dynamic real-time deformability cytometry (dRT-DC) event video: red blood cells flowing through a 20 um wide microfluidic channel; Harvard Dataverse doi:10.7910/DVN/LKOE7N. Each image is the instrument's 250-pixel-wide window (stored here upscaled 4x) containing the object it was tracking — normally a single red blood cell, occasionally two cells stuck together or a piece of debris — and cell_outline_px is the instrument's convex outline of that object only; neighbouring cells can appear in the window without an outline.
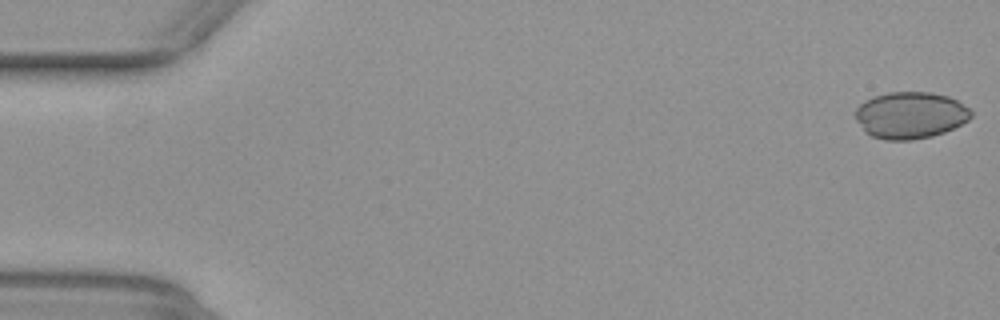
{"species": "common noctule bat (a hibernating species)", "species_latin": "Nyctalus noctula", "temperature_condition": "warm", "stored_images_in_passage": 52, "camera_frame_rate_fps": 3000, "um_per_image_px": 0.085, "animal": {"sex": "female", "body_mass_g": 29.2, "forearm_length_mm": 56.3}, "frame": {"image": 1, "passage_image": 1, "time_ms": 0.0, "image_size_px": [1000, 320], "cell_outline_px": [[968, 116], [960, 124], [952, 128], [928, 136], [876, 136], [868, 132], [856, 116], [856, 112], [868, 100], [880, 96], [896, 92], [920, 92], [944, 96], [960, 104], [968, 112]], "centroid_in_image_um": [77.38, 9.73], "position_along_channel_um": 7.6, "area_um2": 28.09}}
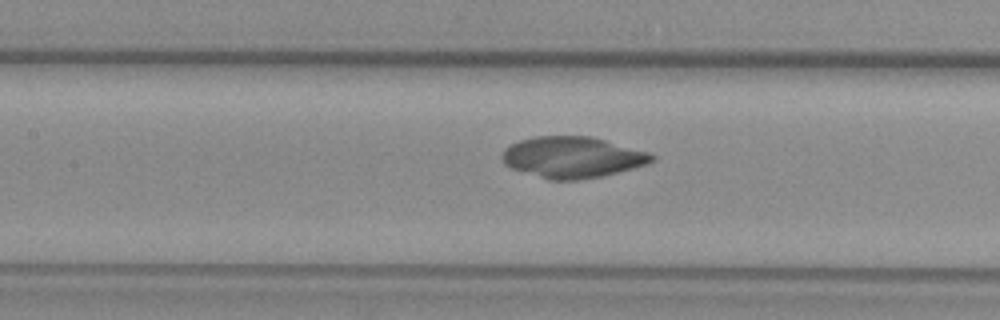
{"frame": {"image": 2, "passage_image": 24, "time_ms": 7.667, "image_size_px": [1000, 320], "cell_outline_px": [[652, 160], [628, 168], [612, 172], [592, 176], [560, 180], [544, 176], [516, 168], [508, 164], [504, 160], [504, 152], [508, 148], [524, 140], [548, 136], [580, 136], [596, 140], [640, 152], [652, 156]], "centroid_in_image_um": [48.56, 13.35], "position_along_channel_um": 158.8, "area_um2": 31.96}}
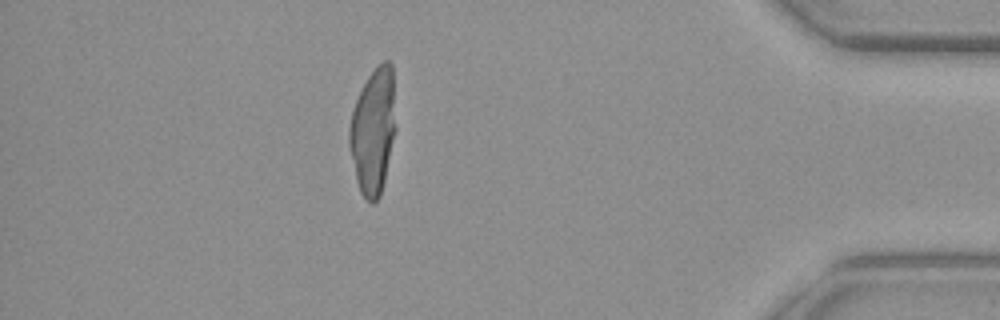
{"frame": {"image": 3, "passage_image": 46, "time_ms": 15.0, "image_size_px": [1000, 320], "cell_outline_px": [[392, 136], [384, 176], [380, 192], [376, 200], [368, 200], [364, 196], [360, 188], [356, 176], [352, 152], [352, 112], [356, 100], [364, 84], [372, 72], [380, 64], [388, 60], [392, 68]], "centroid_in_image_um": [31.7, 11.08], "position_along_channel_um": 403.5, "area_um2": 30.58}}